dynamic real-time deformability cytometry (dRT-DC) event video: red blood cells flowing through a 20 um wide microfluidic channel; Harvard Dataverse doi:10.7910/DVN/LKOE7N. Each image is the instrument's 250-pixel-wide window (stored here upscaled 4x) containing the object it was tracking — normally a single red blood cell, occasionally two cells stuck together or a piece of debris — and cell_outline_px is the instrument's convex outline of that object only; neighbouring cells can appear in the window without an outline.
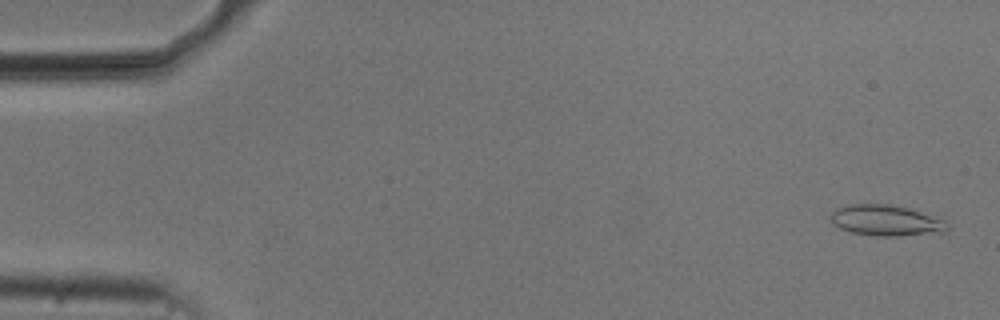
{"species": "common noctule bat (a hibernating species)", "species_latin": "Nyctalus noctula", "temperature_condition": "cold", "stored_images_in_passage": 54, "camera_frame_rate_fps": 3000, "um_per_image_px": 0.085, "animal": {"sex": "male", "body_mass_g": 20.5, "forearm_length_mm": 52.5}, "frame": {"image": 1, "passage_image": 2, "time_ms": 0.333, "image_size_px": [1000, 320], "cell_outline_px": [[948, 228], [944, 232], [900, 236], [872, 236], [852, 232], [840, 228], [832, 224], [832, 212], [836, 208], [848, 204], [892, 204], [908, 208], [948, 220]], "centroid_in_image_um": [75.34, 18.74], "position_along_channel_um": 9.7, "area_um2": 21.15}}
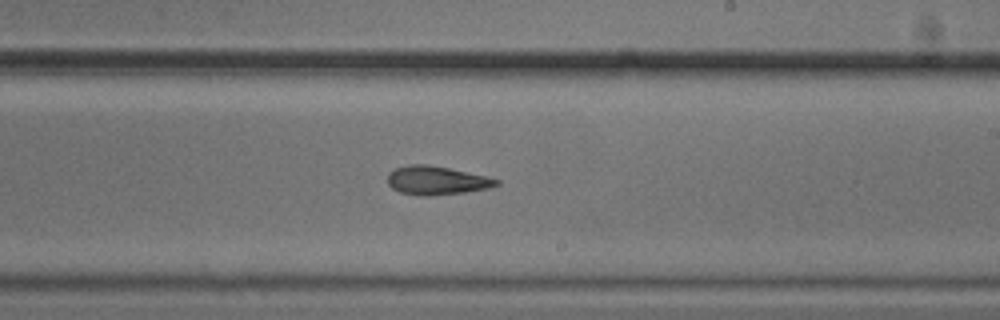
{"frame": {"image": 2, "passage_image": 32, "time_ms": 10.333, "image_size_px": [1000, 320], "cell_outline_px": [[500, 184], [488, 188], [464, 192], [428, 196], [420, 196], [400, 192], [392, 188], [388, 184], [388, 172], [396, 168], [408, 164], [428, 164], [488, 176], [500, 180]], "centroid_in_image_um": [37.1, 15.33], "position_along_channel_um": 251.9, "area_um2": 18.21}}
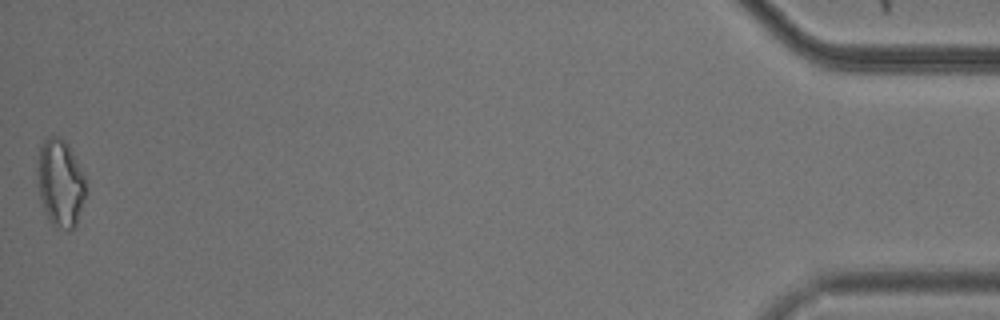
{"frame": {"image": 3, "passage_image": 54, "time_ms": 17.667, "image_size_px": [1000, 320], "cell_outline_px": [[88, 192], [76, 224], [68, 232], [52, 224], [48, 220], [40, 196], [36, 172], [36, 168], [40, 148], [44, 140], [48, 136], [60, 136], [68, 144], [84, 172]], "centroid_in_image_um": [5.16, 15.55], "position_along_channel_um": 430.0, "area_um2": 25.2}, "authors_computed_cell_mechanics": {"area_um2": 18.8428, "velocity_mm_per_s": 3.7189, "shape_relaxation_time_tau1_ms": 6.6823, "shape_relaxation_time_tau2_ms": 6.2116, "deformation_change_tau1": 0.1526, "deformation_change_tau2": 0.1775}}